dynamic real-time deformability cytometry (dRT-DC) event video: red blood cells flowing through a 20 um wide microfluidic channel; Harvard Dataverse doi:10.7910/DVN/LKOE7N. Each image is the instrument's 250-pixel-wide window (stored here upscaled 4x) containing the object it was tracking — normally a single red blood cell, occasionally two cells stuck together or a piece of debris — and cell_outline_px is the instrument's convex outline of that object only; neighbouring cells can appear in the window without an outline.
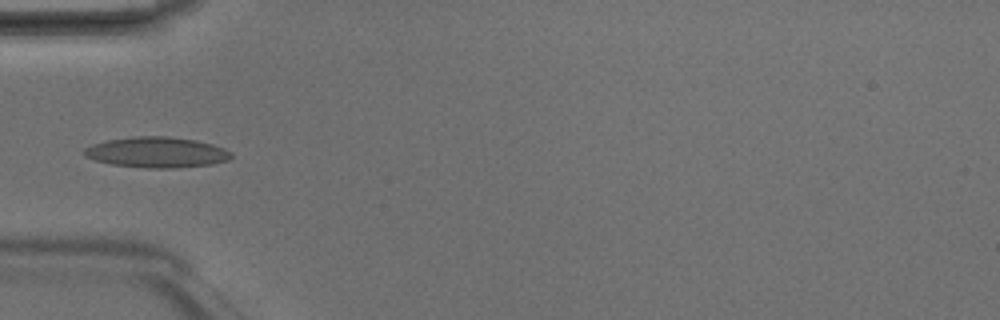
{"species": "Egyptian fruit bat (a non-hibernating species)", "species_latin": "Rousettus aegyptiacus", "temperature_condition": "room temperature", "stored_images_in_passage": 7, "camera_frame_rate_fps": 3000, "um_per_image_px": 0.085, "animal": {"sex": "male"}, "frame": {"image": 1, "passage_image": 5, "time_ms": 1.333, "image_size_px": [1000, 320], "cell_outline_px": [[232, 156], [228, 160], [212, 164], [176, 168], [148, 168], [112, 164], [96, 160], [84, 156], [84, 148], [92, 144], [108, 140], [136, 136], [168, 136], [196, 140], [212, 144], [224, 148], [232, 152]], "centroid_in_image_um": [13.34, 12.94], "position_along_channel_um": 71.7, "area_um2": 26.18}}